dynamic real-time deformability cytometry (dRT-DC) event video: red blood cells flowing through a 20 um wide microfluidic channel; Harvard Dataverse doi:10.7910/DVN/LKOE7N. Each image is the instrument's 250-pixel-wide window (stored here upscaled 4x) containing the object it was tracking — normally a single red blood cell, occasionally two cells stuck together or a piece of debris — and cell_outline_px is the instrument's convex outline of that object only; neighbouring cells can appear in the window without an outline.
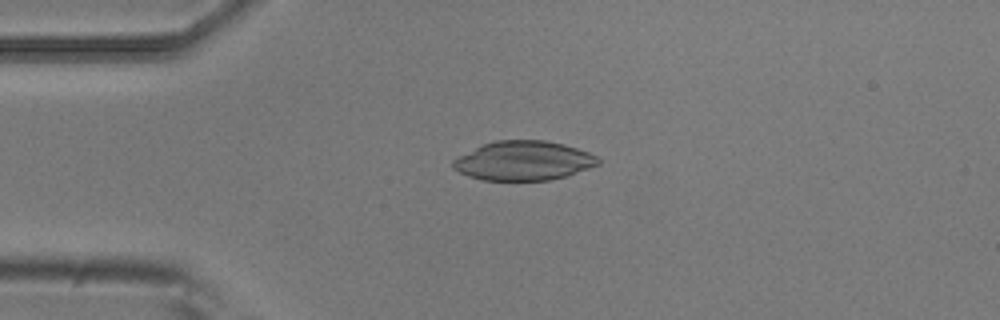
{"species": "common noctule bat (a hibernating species)", "species_latin": "Nyctalus noctula", "temperature_condition": "room temperature", "stored_images_in_passage": 7, "camera_frame_rate_fps": 3000, "um_per_image_px": 0.085, "animal": {"sex": "male", "body_mass_g": 20.5, "forearm_length_mm": 52.5}, "frame": {"image": 1, "passage_image": 4, "time_ms": 1.0, "image_size_px": [1000, 320], "cell_outline_px": [[600, 164], [568, 176], [548, 180], [484, 180], [468, 176], [452, 168], [452, 160], [484, 144], [496, 140], [544, 140], [564, 144], [588, 152], [596, 156], [600, 160]], "centroid_in_image_um": [44.52, 13.67], "position_along_channel_um": 40.5, "area_um2": 33.06}}
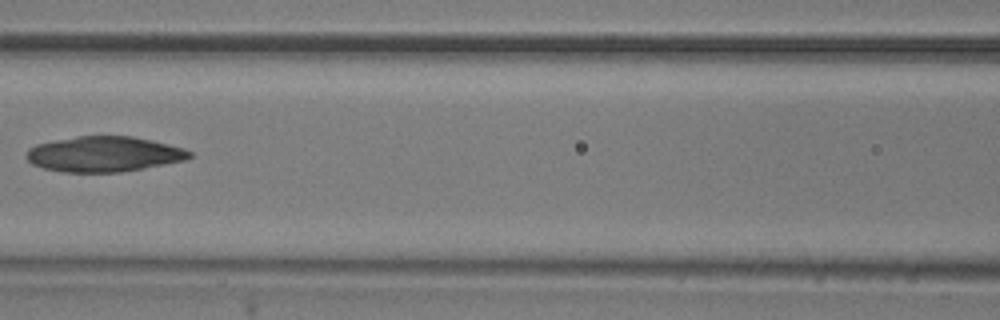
{"frame": {"image": 2, "passage_image": 7, "time_ms": 2.0, "image_size_px": [1000, 320], "cell_outline_px": [[192, 156], [184, 160], [144, 168], [120, 172], [64, 172], [44, 168], [32, 164], [24, 156], [28, 148], [36, 144], [56, 140], [80, 136], [132, 136], [152, 140], [184, 148], [192, 152]], "centroid_in_image_um": [8.82, 13.1], "position_along_channel_um": 157.8, "area_um2": 33.52}}